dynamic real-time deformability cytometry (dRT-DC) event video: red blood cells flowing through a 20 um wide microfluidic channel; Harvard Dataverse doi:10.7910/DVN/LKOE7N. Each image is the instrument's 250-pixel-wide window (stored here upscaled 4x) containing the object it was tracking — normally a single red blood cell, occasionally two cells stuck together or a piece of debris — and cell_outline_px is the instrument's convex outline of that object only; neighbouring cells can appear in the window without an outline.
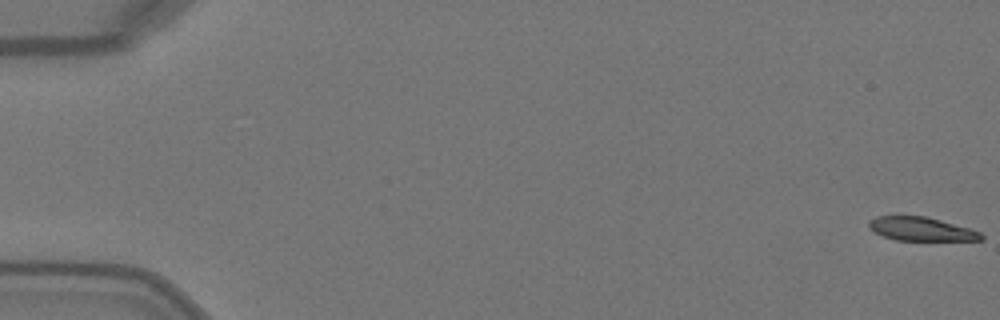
{"species": "Egyptian fruit bat (a non-hibernating species)", "species_latin": "Rousettus aegyptiacus", "temperature_condition": "warm", "stored_images_in_passage": 51, "camera_frame_rate_fps": 3000, "um_per_image_px": 0.085, "animal": {"sex": "female"}, "frame": {"image": 1, "passage_image": 1, "time_ms": 0.0, "image_size_px": [1000, 320], "cell_outline_px": [[984, 240], [896, 240], [884, 236], [876, 232], [868, 224], [868, 220], [876, 216], [924, 216], [940, 220], [968, 228], [980, 232], [984, 236]], "centroid_in_image_um": [78.31, 19.46], "position_along_channel_um": 6.7, "area_um2": 15.2}}
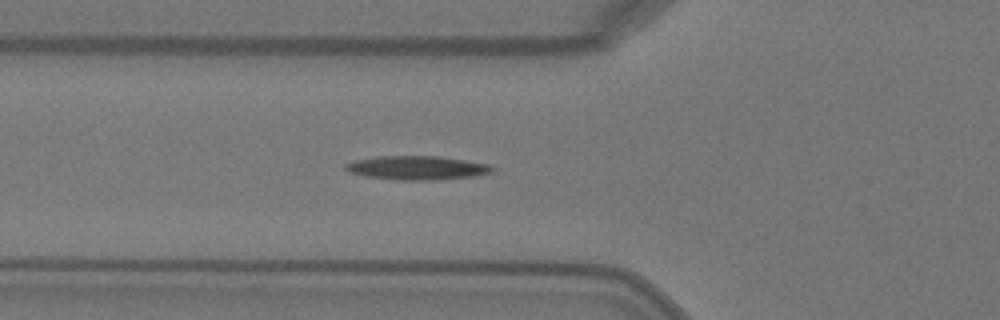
{"frame": {"image": 2, "passage_image": 19, "time_ms": 6.0, "image_size_px": [1000, 320], "cell_outline_px": [[492, 172], [472, 176], [432, 180], [404, 180], [368, 176], [348, 172], [344, 168], [344, 164], [356, 160], [376, 156], [440, 156], [488, 164], [492, 168]], "centroid_in_image_um": [35.4, 14.25], "position_along_channel_um": 90.4, "area_um2": 20.06}}
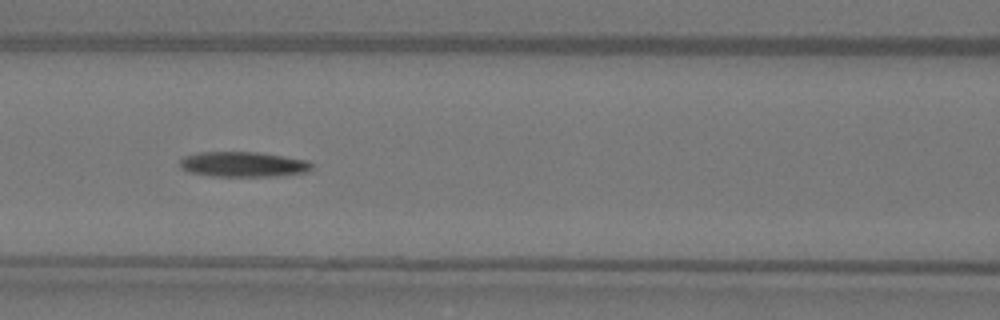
{"frame": {"image": 3, "passage_image": 23, "time_ms": 7.333, "image_size_px": [1000, 320], "cell_outline_px": [[312, 168], [304, 172], [276, 176], [212, 176], [188, 172], [180, 164], [180, 160], [184, 156], [200, 152], [256, 152], [284, 156], [308, 160], [312, 164]], "centroid_in_image_um": [20.67, 13.96], "position_along_channel_um": 145.9, "area_um2": 19.19}}